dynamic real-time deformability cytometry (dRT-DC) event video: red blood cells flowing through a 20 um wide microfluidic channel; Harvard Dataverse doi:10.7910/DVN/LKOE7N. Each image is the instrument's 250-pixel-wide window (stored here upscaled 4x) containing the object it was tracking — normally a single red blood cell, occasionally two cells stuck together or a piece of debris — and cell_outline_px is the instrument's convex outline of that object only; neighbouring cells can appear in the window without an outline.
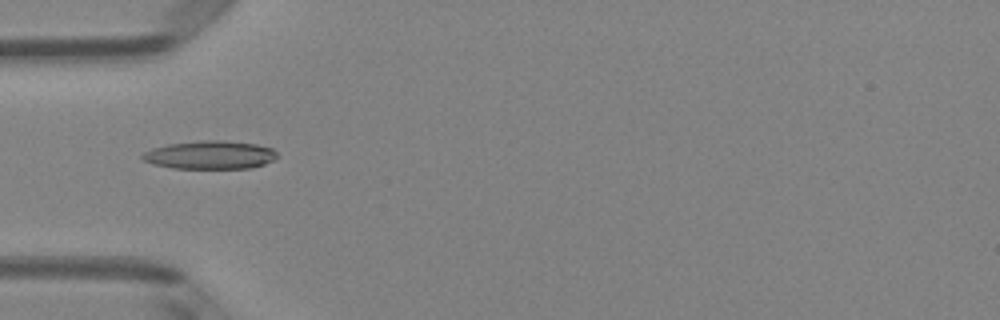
{"species": "Egyptian fruit bat (a non-hibernating species)", "species_latin": "Rousettus aegyptiacus", "temperature_condition": "room temperature", "stored_images_in_passage": 47, "camera_frame_rate_fps": 3000, "um_per_image_px": 0.085, "animal": {"sex": "female"}, "frame": {"image": 1, "passage_image": 13, "time_ms": 4.0, "image_size_px": [1000, 320], "cell_outline_px": [[280, 156], [264, 164], [252, 168], [172, 168], [152, 164], [144, 160], [140, 156], [144, 152], [152, 148], [168, 144], [204, 140], [220, 140], [256, 144], [272, 148]], "centroid_in_image_um": [17.86, 13.17], "position_along_channel_um": 67.1, "area_um2": 22.2}}
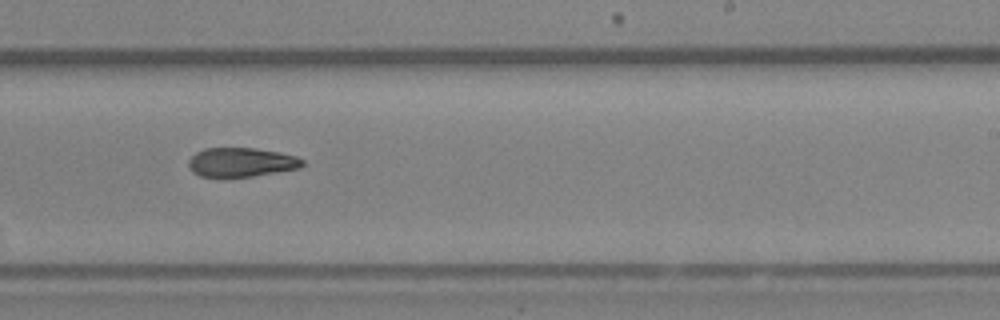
{"frame": {"image": 2, "passage_image": 28, "time_ms": 9.0, "image_size_px": [1000, 320], "cell_outline_px": [[304, 164], [300, 168], [252, 176], [200, 176], [192, 172], [188, 164], [188, 160], [196, 152], [204, 148], [256, 148], [280, 152], [296, 156], [304, 160]], "centroid_in_image_um": [20.52, 13.77], "position_along_channel_um": 268.5, "area_um2": 19.25}}
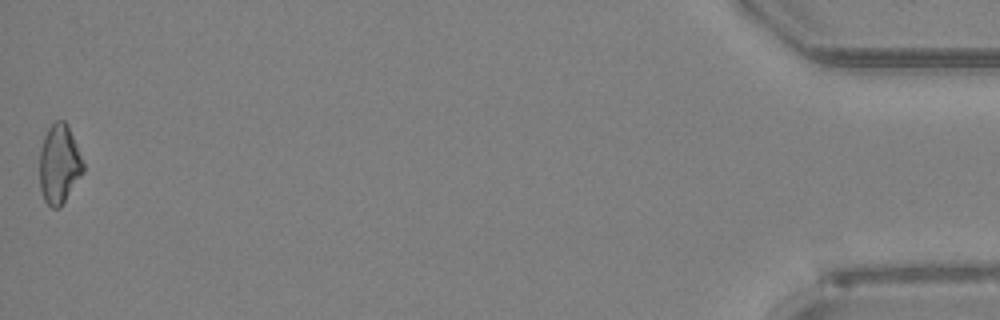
{"frame": {"image": 3, "passage_image": 47, "time_ms": 15.333, "image_size_px": [1000, 320], "cell_outline_px": [[84, 172], [60, 208], [52, 208], [44, 200], [40, 188], [40, 148], [44, 136], [48, 128], [56, 120], [64, 120], [68, 124], [84, 164]], "centroid_in_image_um": [5.03, 13.95], "position_along_channel_um": 430.2, "area_um2": 20.17}, "authors_computed_cell_mechanics": {"area_um2": 20.1722, "velocity_mm_per_s": 4.0655, "shape_relaxation_time_tau1_ms": null, "shape_relaxation_time_tau2_ms": 9.7822, "deformation_change_tau1": null, "deformation_change_tau2": 0.2202}}